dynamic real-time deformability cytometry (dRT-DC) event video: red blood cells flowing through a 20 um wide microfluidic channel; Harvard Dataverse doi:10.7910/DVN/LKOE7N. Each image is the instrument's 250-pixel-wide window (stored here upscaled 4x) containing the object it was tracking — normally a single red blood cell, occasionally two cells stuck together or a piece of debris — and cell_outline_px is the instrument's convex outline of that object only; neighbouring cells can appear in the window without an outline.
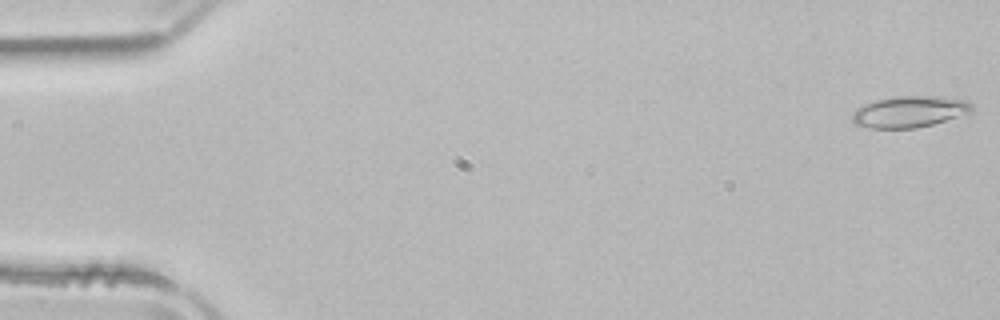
{"species": "common noctule bat (a hibernating species)", "species_latin": "Nyctalus noctula", "temperature_condition": "room temperature", "stored_images_in_passage": 51, "camera_frame_rate_fps": 3000, "um_per_image_px": 0.085, "animal": {"sex": "male", "body_mass_g": 21.5, "forearm_length_mm": 52.0}, "frame": {"image": 1, "passage_image": 1, "time_ms": 0.0, "image_size_px": [1000, 320], "cell_outline_px": [[972, 112], [932, 124], [916, 128], [868, 128], [856, 124], [852, 120], [852, 112], [864, 104], [876, 100], [900, 96], [940, 96], [964, 100], [972, 104]], "centroid_in_image_um": [77.29, 9.49], "position_along_channel_um": 7.7, "area_um2": 21.68}}
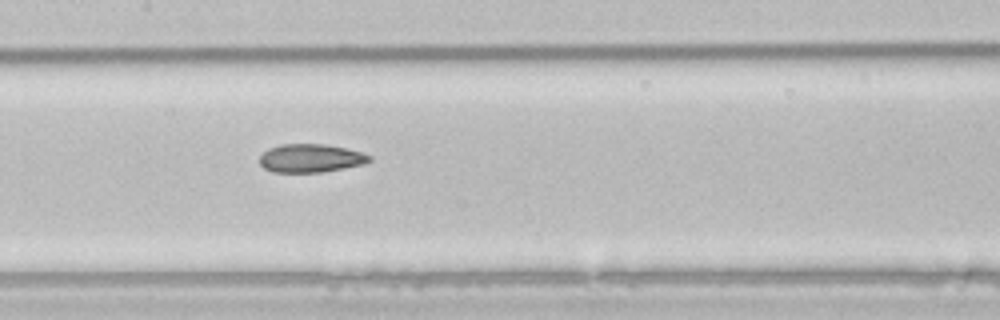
{"frame": {"image": 2, "passage_image": 25, "time_ms": 8.0, "image_size_px": [1000, 320], "cell_outline_px": [[372, 160], [364, 164], [324, 172], [272, 172], [264, 168], [260, 164], [260, 156], [268, 148], [280, 144], [324, 144], [344, 148], [360, 152], [372, 156]], "centroid_in_image_um": [26.4, 13.45], "position_along_channel_um": 181.0, "area_um2": 18.15}}
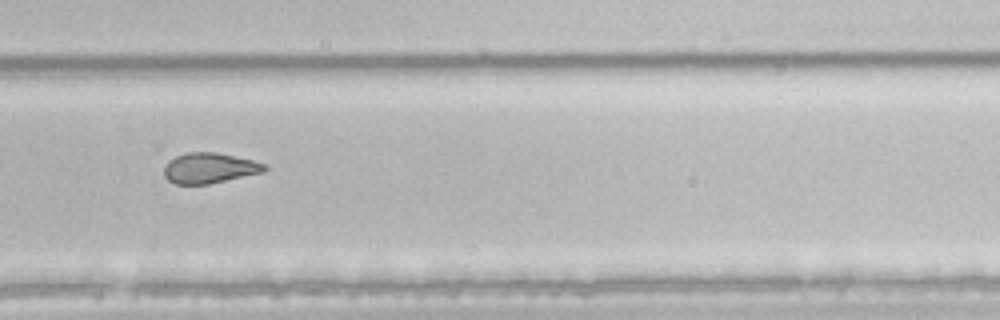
{"frame": {"image": 3, "passage_image": 35, "time_ms": 11.333, "image_size_px": [1000, 320], "cell_outline_px": [[268, 168], [264, 172], [208, 184], [176, 184], [168, 180], [164, 176], [164, 168], [168, 160], [176, 156], [188, 152], [216, 152], [252, 160], [264, 164]], "centroid_in_image_um": [17.78, 14.28], "position_along_channel_um": 312.0, "area_um2": 17.74}, "authors_computed_cell_mechanics": {"area_um2": 19.941, "velocity_mm_per_s": 3.9537, "shape_relaxation_time_tau1_ms": null, "shape_relaxation_time_tau2_ms": 4.9013, "deformation_change_tau1": null, "deformation_change_tau2": 0.1239}}